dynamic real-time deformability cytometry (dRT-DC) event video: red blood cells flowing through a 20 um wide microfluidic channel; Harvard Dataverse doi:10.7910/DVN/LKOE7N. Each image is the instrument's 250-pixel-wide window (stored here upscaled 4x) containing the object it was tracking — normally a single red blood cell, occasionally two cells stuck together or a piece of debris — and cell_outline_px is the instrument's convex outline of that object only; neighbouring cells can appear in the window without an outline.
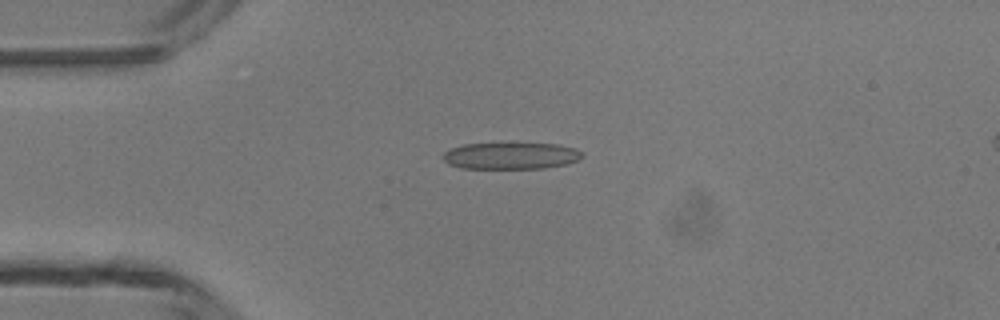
{"species": "common noctule bat (a hibernating species)", "species_latin": "Nyctalus noctula", "temperature_condition": "room temperature", "stored_images_in_passage": 6, "camera_frame_rate_fps": 3000, "um_per_image_px": 0.085, "animal": {"sex": "male", "body_mass_g": 13.3}, "frame": {"image": 1, "passage_image": 4, "time_ms": 3.667, "image_size_px": [1000, 320], "cell_outline_px": [[584, 156], [580, 160], [568, 164], [544, 168], [460, 168], [448, 164], [440, 156], [444, 152], [452, 148], [464, 144], [500, 140], [560, 144], [576, 148], [584, 152]], "centroid_in_image_um": [43.45, 13.18], "position_along_channel_um": 41.5, "area_um2": 23.18}}
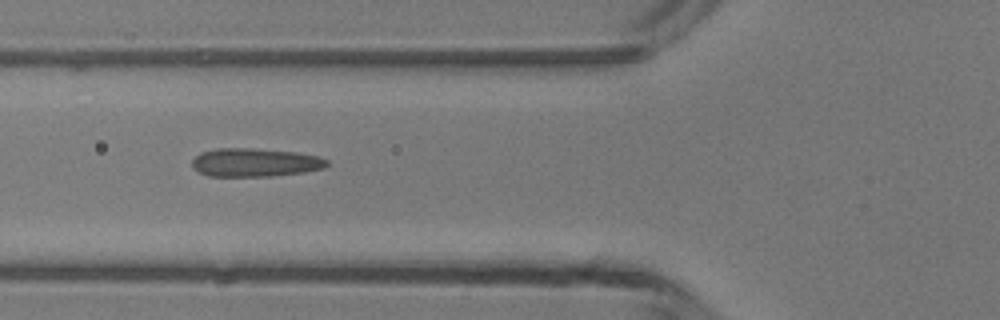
{"frame": {"image": 2, "passage_image": 6, "time_ms": 5.667, "image_size_px": [1000, 320], "cell_outline_px": [[328, 164], [324, 168], [304, 172], [272, 176], [208, 176], [192, 168], [192, 160], [200, 152], [216, 148], [252, 148], [296, 152], [316, 156], [328, 160]], "centroid_in_image_um": [21.65, 13.81], "position_along_channel_um": 104.2, "area_um2": 22.37}}